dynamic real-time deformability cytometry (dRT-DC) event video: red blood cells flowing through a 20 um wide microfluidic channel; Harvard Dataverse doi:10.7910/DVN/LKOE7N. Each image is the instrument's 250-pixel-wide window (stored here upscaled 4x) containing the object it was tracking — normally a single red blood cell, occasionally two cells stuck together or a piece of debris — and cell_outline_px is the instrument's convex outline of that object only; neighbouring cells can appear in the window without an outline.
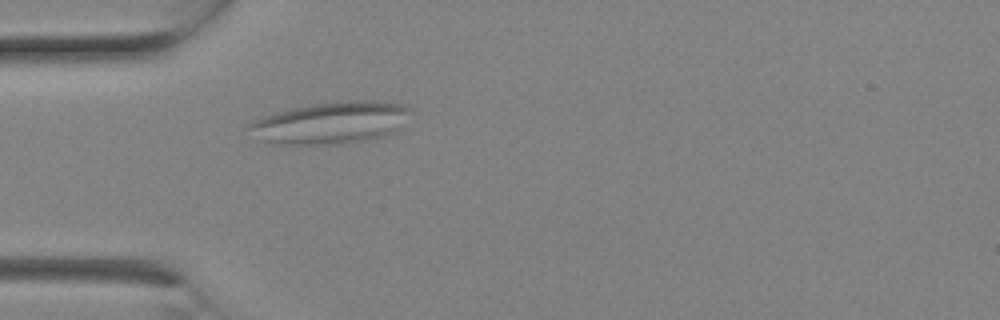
{"species": "Egyptian fruit bat (a non-hibernating species)", "species_latin": "Rousettus aegyptiacus", "temperature_condition": "room temperature", "stored_images_in_passage": 1, "camera_frame_rate_fps": 3000, "um_per_image_px": 0.085, "animal": {"sex": "female"}, "frame": {"image": 1, "passage_image": 1, "time_ms": 0.0, "image_size_px": [1000, 320], "cell_outline_px": [[412, 112], [400, 132], [368, 140], [348, 144], [268, 144], [248, 124], [252, 120], [276, 112], [292, 108], [312, 104], [348, 100], [376, 100], [404, 104], [412, 108]], "centroid_in_image_um": [28.29, 10.43], "position_along_channel_um": 56.7, "area_um2": 39.94}}